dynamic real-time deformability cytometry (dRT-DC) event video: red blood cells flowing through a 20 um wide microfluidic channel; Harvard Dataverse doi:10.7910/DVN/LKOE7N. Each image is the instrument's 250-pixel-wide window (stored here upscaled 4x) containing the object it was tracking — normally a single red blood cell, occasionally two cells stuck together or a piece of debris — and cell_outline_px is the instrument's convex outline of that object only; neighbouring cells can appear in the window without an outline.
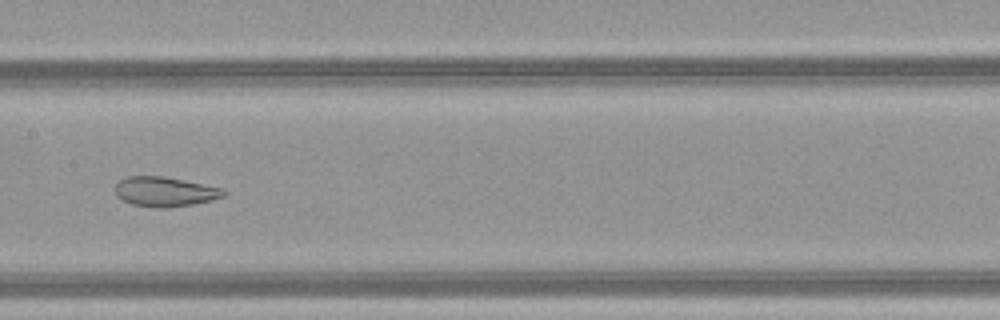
{"species": "common noctule bat (a hibernating species)", "species_latin": "Nyctalus noctula", "temperature_condition": "warm", "stored_images_in_passage": 49, "camera_frame_rate_fps": 3000, "um_per_image_px": 0.085, "animal": {"sex": "female", "body_mass_g": 21.9}, "frame": {"image": 1, "passage_image": 26, "time_ms": 8.333, "image_size_px": [1000, 320], "cell_outline_px": [[228, 192], [224, 196], [212, 200], [192, 204], [168, 208], [156, 208], [132, 204], [120, 200], [116, 196], [116, 184], [120, 180], [128, 176], [164, 176], [224, 188]], "centroid_in_image_um": [14.03, 16.3], "position_along_channel_um": 193.4, "area_um2": 18.96}}
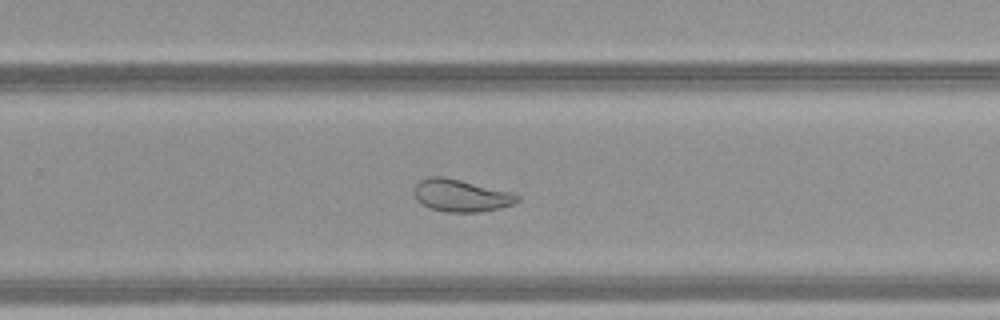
{"frame": {"image": 2, "passage_image": 33, "time_ms": 10.667, "image_size_px": [1000, 320], "cell_outline_px": [[520, 200], [512, 204], [500, 208], [480, 212], [444, 212], [428, 208], [416, 196], [416, 184], [420, 180], [428, 176], [444, 176], [512, 192], [520, 196]], "centroid_in_image_um": [39.22, 16.62], "position_along_channel_um": 290.6, "area_um2": 19.31}}
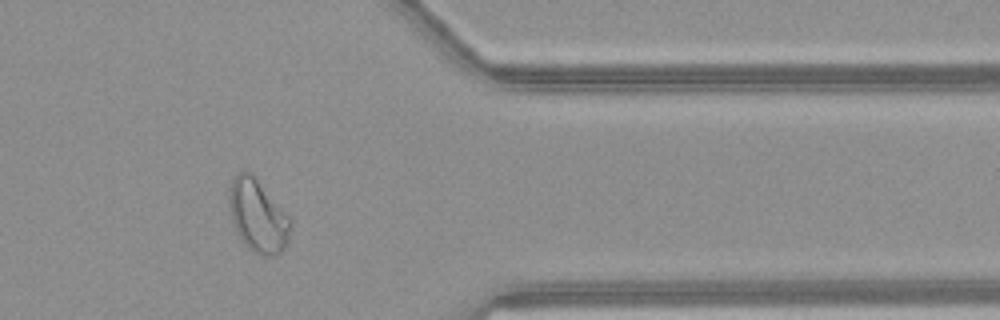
{"frame": {"image": 3, "passage_image": 41, "time_ms": 13.333, "image_size_px": [1000, 320], "cell_outline_px": [[292, 224], [288, 240], [284, 248], [276, 256], [264, 256], [252, 252], [244, 244], [236, 232], [232, 220], [228, 200], [228, 188], [232, 180], [240, 172], [252, 172], [256, 176], [292, 220]], "centroid_in_image_um": [21.92, 18.35], "position_along_channel_um": 389.5, "area_um2": 26.3}, "authors_computed_cell_mechanics": {"area_um2": 27.8596, "velocity_mm_per_s": 4.1852, "shape_relaxation_time_tau1_ms": null, "shape_relaxation_time_tau2_ms": 1.3827, "deformation_change_tau1": null, "deformation_change_tau2": 0.0817}}